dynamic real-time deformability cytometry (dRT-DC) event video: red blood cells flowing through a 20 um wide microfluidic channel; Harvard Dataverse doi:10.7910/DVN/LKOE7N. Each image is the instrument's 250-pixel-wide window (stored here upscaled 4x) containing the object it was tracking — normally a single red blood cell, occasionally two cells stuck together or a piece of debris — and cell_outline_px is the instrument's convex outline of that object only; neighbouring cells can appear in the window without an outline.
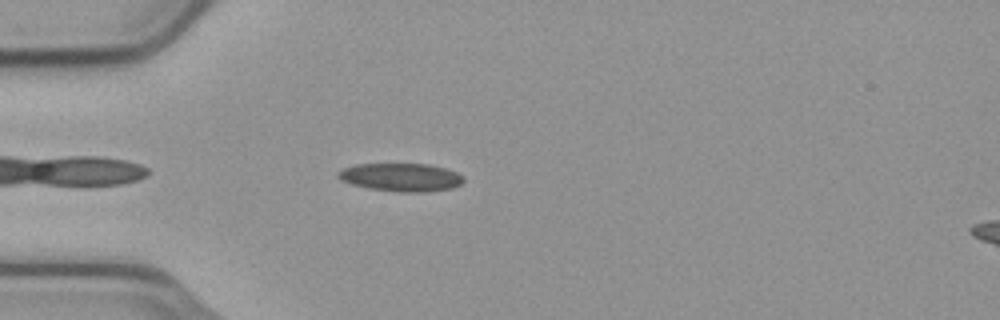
{"species": "common noctule bat (a hibernating species)", "species_latin": "Nyctalus noctula", "temperature_condition": "cold", "stored_images_in_passage": 38, "camera_frame_rate_fps": 3000, "um_per_image_px": 0.085, "animal": {"sex": "male", "body_mass_g": 23.1, "forearm_length_mm": 52.7}, "frame": {"image": 1, "passage_image": 4, "time_ms": 1.0, "image_size_px": [1000, 320], "cell_outline_px": [[464, 180], [460, 184], [452, 188], [424, 192], [396, 192], [368, 188], [352, 184], [340, 180], [336, 176], [336, 172], [344, 168], [356, 164], [428, 164], [444, 168], [456, 172]], "centroid_in_image_um": [34.03, 15.07], "position_along_channel_um": 51.0, "area_um2": 20.52}}
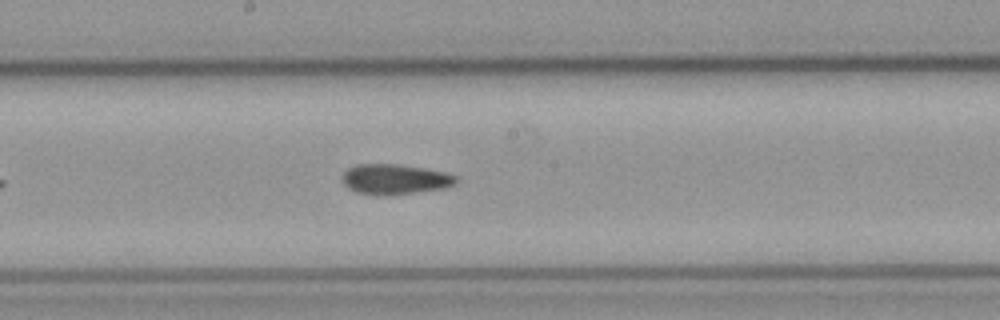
{"frame": {"image": 2, "passage_image": 18, "time_ms": 5.667, "image_size_px": [1000, 320], "cell_outline_px": [[460, 180], [456, 184], [444, 188], [388, 196], [356, 192], [348, 188], [340, 180], [340, 176], [348, 168], [356, 164], [400, 164], [424, 168], [444, 172], [456, 176]], "centroid_in_image_um": [33.55, 15.23], "position_along_channel_um": 214.7, "area_um2": 20.29}}
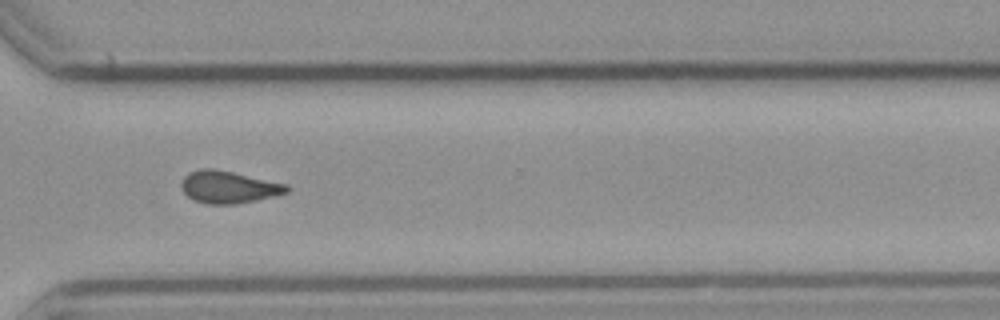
{"frame": {"image": 3, "passage_image": 29, "time_ms": 9.333, "image_size_px": [1000, 320], "cell_outline_px": [[288, 192], [256, 200], [236, 204], [208, 204], [192, 200], [180, 188], [180, 184], [184, 176], [188, 172], [200, 168], [212, 168], [232, 172], [288, 184]], "centroid_in_image_um": [19.38, 15.9], "position_along_channel_um": 351.2, "area_um2": 19.83}, "authors_computed_cell_mechanics": {"area_um2": 20.0566, "velocity_mm_per_s": 3.7388, "shape_relaxation_time_tau1_ms": null, "shape_relaxation_time_tau2_ms": 4.9641, "deformation_change_tau1": null, "deformation_change_tau2": 0.1317}}